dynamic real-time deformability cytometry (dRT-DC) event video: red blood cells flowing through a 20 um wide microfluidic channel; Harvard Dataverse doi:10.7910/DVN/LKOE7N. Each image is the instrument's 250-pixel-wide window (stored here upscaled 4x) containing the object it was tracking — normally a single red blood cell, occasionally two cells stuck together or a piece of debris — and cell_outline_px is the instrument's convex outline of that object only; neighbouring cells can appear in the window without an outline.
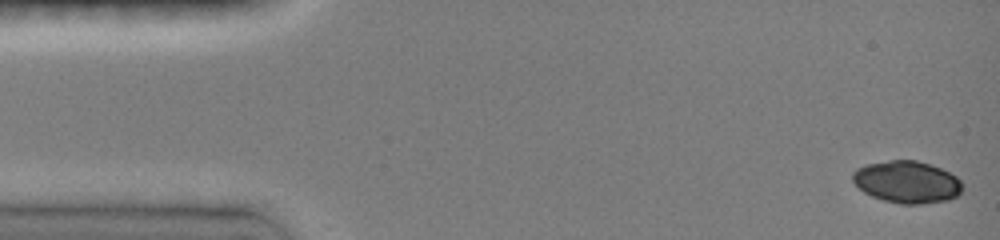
{"species": "common noctule bat (a hibernating species)", "species_latin": "Nyctalus noctula", "temperature_condition": "room temperature", "stored_images_in_passage": 46, "camera_frame_rate_fps": 3000, "um_per_image_px": 0.085, "animal": {"sex": "female", "body_mass_g": 19.0, "forearm_length_mm": 51.5}, "frame": {"image": 1, "passage_image": 1, "time_ms": 0.0, "image_size_px": [1000, 240], "cell_outline_px": [[960, 192], [956, 196], [948, 200], [920, 204], [900, 204], [884, 200], [872, 196], [864, 192], [852, 180], [852, 172], [856, 168], [868, 164], [892, 160], [916, 160], [940, 168], [956, 176], [960, 180]], "centroid_in_image_um": [77.06, 15.47], "position_along_channel_um": 7.9, "area_um2": 26.65}}
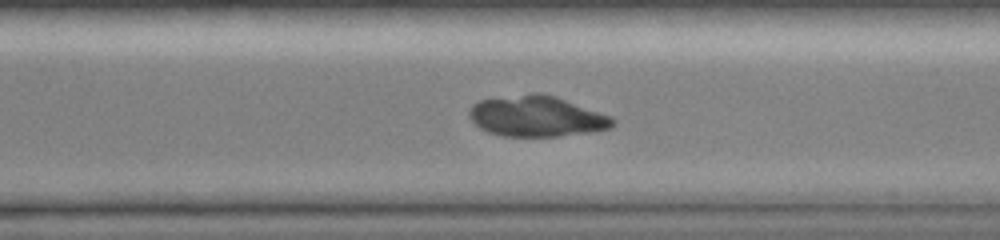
{"frame": {"image": 2, "passage_image": 33, "time_ms": 10.667, "image_size_px": [1000, 240], "cell_outline_px": [[616, 120], [608, 128], [588, 132], [556, 136], [504, 136], [488, 132], [480, 128], [468, 116], [468, 112], [472, 104], [480, 100], [532, 92], [540, 92], [612, 116]], "centroid_in_image_um": [45.56, 9.88], "position_along_channel_um": 325.0, "area_um2": 33.7}}
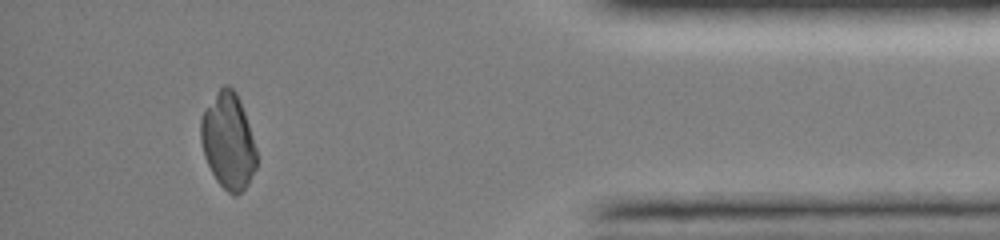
{"frame": {"image": 3, "passage_image": 42, "time_ms": 13.667, "image_size_px": [1000, 240], "cell_outline_px": [[256, 168], [244, 188], [236, 196], [232, 196], [216, 180], [204, 156], [200, 140], [200, 120], [204, 112], [216, 92], [224, 84], [228, 84], [236, 92], [240, 100], [256, 148]], "centroid_in_image_um": [19.38, 11.99], "position_along_channel_um": 415.8, "area_um2": 30.87}}